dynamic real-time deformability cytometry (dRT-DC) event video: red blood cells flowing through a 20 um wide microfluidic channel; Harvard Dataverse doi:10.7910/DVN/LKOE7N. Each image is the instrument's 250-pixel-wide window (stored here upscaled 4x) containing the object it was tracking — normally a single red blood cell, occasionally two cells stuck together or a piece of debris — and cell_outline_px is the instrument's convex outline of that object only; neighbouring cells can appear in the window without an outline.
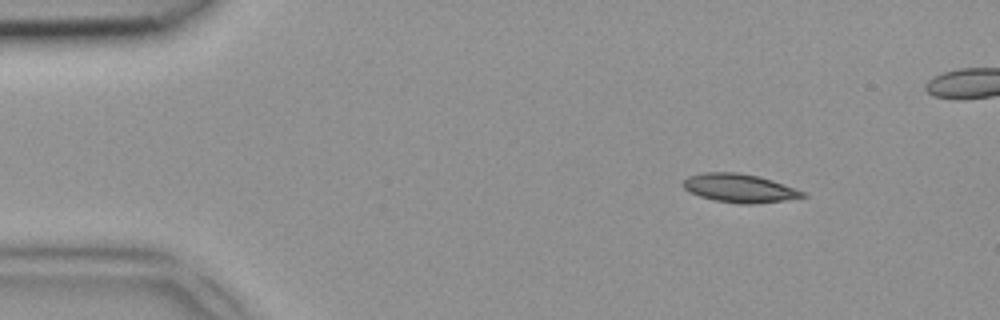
{"species": "common noctule bat (a hibernating species)", "species_latin": "Nyctalus noctula", "temperature_condition": "room temperature", "stored_images_in_passage": 42, "camera_frame_rate_fps": 3000, "um_per_image_px": 0.085, "animal": {"sex": "female", "body_mass_g": 18.4}, "frame": {"image": 1, "passage_image": 1, "time_ms": 0.0, "image_size_px": [1000, 320], "cell_outline_px": [[808, 196], [784, 200], [752, 204], [740, 204], [716, 200], [700, 196], [684, 188], [680, 184], [688, 176], [704, 172], [740, 172], [760, 176], [772, 180], [804, 192]], "centroid_in_image_um": [62.83, 15.98], "position_along_channel_um": 22.2, "area_um2": 19.77}}
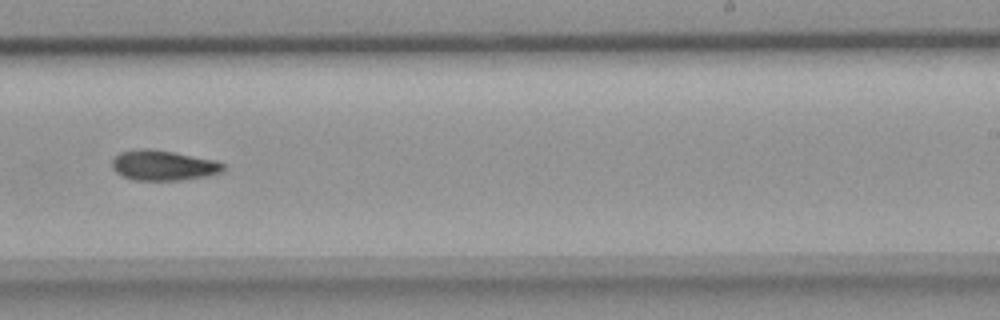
{"frame": {"image": 2, "passage_image": 24, "time_ms": 7.667, "image_size_px": [1000, 320], "cell_outline_px": [[224, 172], [204, 176], [180, 180], [132, 180], [116, 172], [112, 168], [112, 160], [120, 152], [140, 148], [148, 148], [172, 152], [216, 160], [224, 164]], "centroid_in_image_um": [13.87, 14.05], "position_along_channel_um": 275.1, "area_um2": 19.48}}
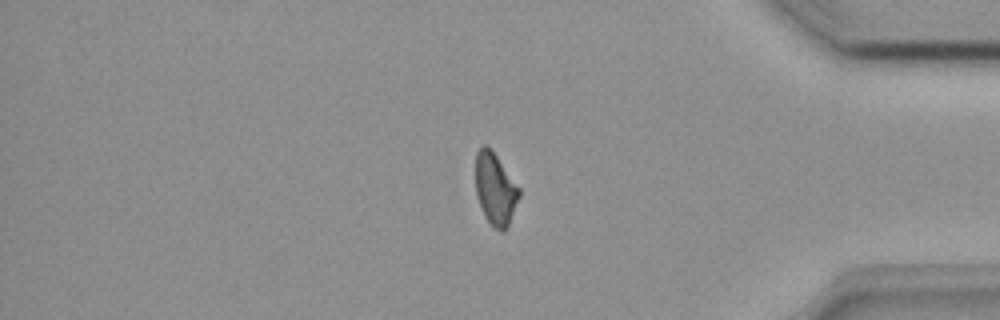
{"frame": {"image": 3, "passage_image": 34, "time_ms": 11.0, "image_size_px": [1000, 320], "cell_outline_px": [[520, 196], [508, 224], [504, 232], [500, 232], [492, 228], [476, 196], [476, 152], [484, 144], [496, 156], [520, 188]], "centroid_in_image_um": [42.1, 16.1], "position_along_channel_um": 393.1, "area_um2": 17.92}}